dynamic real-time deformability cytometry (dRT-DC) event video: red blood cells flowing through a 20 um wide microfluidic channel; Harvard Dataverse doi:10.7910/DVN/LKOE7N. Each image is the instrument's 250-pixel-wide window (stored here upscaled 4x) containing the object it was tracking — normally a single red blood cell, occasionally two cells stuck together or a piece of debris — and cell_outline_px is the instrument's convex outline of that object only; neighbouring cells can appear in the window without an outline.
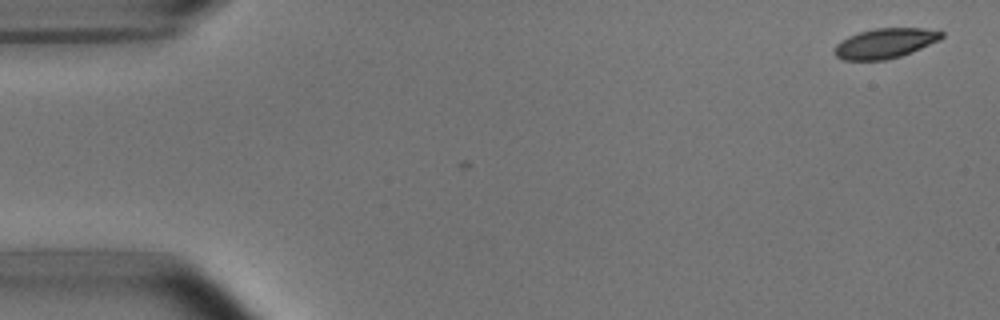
{"species": "common noctule bat (a hibernating species)", "species_latin": "Nyctalus noctula", "temperature_condition": "room temperature", "stored_images_in_passage": 2, "camera_frame_rate_fps": 3000, "um_per_image_px": 0.085, "animal": {"sex": "male", "body_mass_g": 15.6}, "frame": {"image": 1, "passage_image": 2, "time_ms": 0.333, "image_size_px": [1000, 320], "cell_outline_px": [[944, 36], [940, 40], [912, 52], [900, 56], [884, 60], [844, 60], [836, 56], [836, 44], [848, 36], [860, 32], [876, 28], [924, 28], [944, 32]], "centroid_in_image_um": [75.27, 3.67], "position_along_channel_um": 9.7, "area_um2": 18.55}}